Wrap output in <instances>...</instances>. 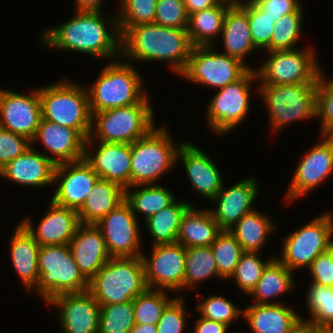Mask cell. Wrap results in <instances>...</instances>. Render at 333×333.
<instances>
[{"label":"cell","instance_id":"47","mask_svg":"<svg viewBox=\"0 0 333 333\" xmlns=\"http://www.w3.org/2000/svg\"><path fill=\"white\" fill-rule=\"evenodd\" d=\"M197 310L202 315V317L220 322L229 326V324L238 319L243 312L232 304L231 301L222 297L212 295L208 298H205L202 303L197 305Z\"/></svg>","mask_w":333,"mask_h":333},{"label":"cell","instance_id":"34","mask_svg":"<svg viewBox=\"0 0 333 333\" xmlns=\"http://www.w3.org/2000/svg\"><path fill=\"white\" fill-rule=\"evenodd\" d=\"M293 282L292 271L277 258H273L264 268L261 278L249 295L256 298L254 304H278L270 302V298L292 289Z\"/></svg>","mask_w":333,"mask_h":333},{"label":"cell","instance_id":"15","mask_svg":"<svg viewBox=\"0 0 333 333\" xmlns=\"http://www.w3.org/2000/svg\"><path fill=\"white\" fill-rule=\"evenodd\" d=\"M151 259L142 255L149 289L184 288L186 248L180 243L153 245Z\"/></svg>","mask_w":333,"mask_h":333},{"label":"cell","instance_id":"58","mask_svg":"<svg viewBox=\"0 0 333 333\" xmlns=\"http://www.w3.org/2000/svg\"><path fill=\"white\" fill-rule=\"evenodd\" d=\"M309 333H333V329H313L309 326Z\"/></svg>","mask_w":333,"mask_h":333},{"label":"cell","instance_id":"11","mask_svg":"<svg viewBox=\"0 0 333 333\" xmlns=\"http://www.w3.org/2000/svg\"><path fill=\"white\" fill-rule=\"evenodd\" d=\"M249 69L238 58L214 52L212 46H195L181 76L220 89L240 79Z\"/></svg>","mask_w":333,"mask_h":333},{"label":"cell","instance_id":"12","mask_svg":"<svg viewBox=\"0 0 333 333\" xmlns=\"http://www.w3.org/2000/svg\"><path fill=\"white\" fill-rule=\"evenodd\" d=\"M269 53L267 61L255 70L261 85L317 83L320 69L312 47L305 51L293 49Z\"/></svg>","mask_w":333,"mask_h":333},{"label":"cell","instance_id":"59","mask_svg":"<svg viewBox=\"0 0 333 333\" xmlns=\"http://www.w3.org/2000/svg\"><path fill=\"white\" fill-rule=\"evenodd\" d=\"M294 333H309V326L303 324L300 328H298Z\"/></svg>","mask_w":333,"mask_h":333},{"label":"cell","instance_id":"53","mask_svg":"<svg viewBox=\"0 0 333 333\" xmlns=\"http://www.w3.org/2000/svg\"><path fill=\"white\" fill-rule=\"evenodd\" d=\"M193 333H226L228 325L204 317L195 322Z\"/></svg>","mask_w":333,"mask_h":333},{"label":"cell","instance_id":"49","mask_svg":"<svg viewBox=\"0 0 333 333\" xmlns=\"http://www.w3.org/2000/svg\"><path fill=\"white\" fill-rule=\"evenodd\" d=\"M32 143L25 136L0 127V170L25 152Z\"/></svg>","mask_w":333,"mask_h":333},{"label":"cell","instance_id":"5","mask_svg":"<svg viewBox=\"0 0 333 333\" xmlns=\"http://www.w3.org/2000/svg\"><path fill=\"white\" fill-rule=\"evenodd\" d=\"M42 119L78 130L86 139L92 128L88 91L67 80L39 89Z\"/></svg>","mask_w":333,"mask_h":333},{"label":"cell","instance_id":"28","mask_svg":"<svg viewBox=\"0 0 333 333\" xmlns=\"http://www.w3.org/2000/svg\"><path fill=\"white\" fill-rule=\"evenodd\" d=\"M10 246L15 271L26 288H33L39 277L38 254L41 246L22 223L16 227Z\"/></svg>","mask_w":333,"mask_h":333},{"label":"cell","instance_id":"43","mask_svg":"<svg viewBox=\"0 0 333 333\" xmlns=\"http://www.w3.org/2000/svg\"><path fill=\"white\" fill-rule=\"evenodd\" d=\"M157 0H120L117 14L118 28L122 35L129 27L154 23Z\"/></svg>","mask_w":333,"mask_h":333},{"label":"cell","instance_id":"16","mask_svg":"<svg viewBox=\"0 0 333 333\" xmlns=\"http://www.w3.org/2000/svg\"><path fill=\"white\" fill-rule=\"evenodd\" d=\"M98 179L99 175L84 158L57 164L54 183L59 180L60 183L51 201L56 205L79 211Z\"/></svg>","mask_w":333,"mask_h":333},{"label":"cell","instance_id":"25","mask_svg":"<svg viewBox=\"0 0 333 333\" xmlns=\"http://www.w3.org/2000/svg\"><path fill=\"white\" fill-rule=\"evenodd\" d=\"M21 223L29 230L40 246L69 245L80 225L78 211L56 205L52 201L38 229L32 227L33 225L28 218Z\"/></svg>","mask_w":333,"mask_h":333},{"label":"cell","instance_id":"57","mask_svg":"<svg viewBox=\"0 0 333 333\" xmlns=\"http://www.w3.org/2000/svg\"><path fill=\"white\" fill-rule=\"evenodd\" d=\"M217 3L225 4L229 7L237 6L241 3V0H216Z\"/></svg>","mask_w":333,"mask_h":333},{"label":"cell","instance_id":"51","mask_svg":"<svg viewBox=\"0 0 333 333\" xmlns=\"http://www.w3.org/2000/svg\"><path fill=\"white\" fill-rule=\"evenodd\" d=\"M312 283L333 287V247L319 254L309 267Z\"/></svg>","mask_w":333,"mask_h":333},{"label":"cell","instance_id":"40","mask_svg":"<svg viewBox=\"0 0 333 333\" xmlns=\"http://www.w3.org/2000/svg\"><path fill=\"white\" fill-rule=\"evenodd\" d=\"M174 299H168L164 290L148 288L133 299L135 323L157 325L163 311Z\"/></svg>","mask_w":333,"mask_h":333},{"label":"cell","instance_id":"19","mask_svg":"<svg viewBox=\"0 0 333 333\" xmlns=\"http://www.w3.org/2000/svg\"><path fill=\"white\" fill-rule=\"evenodd\" d=\"M47 302L60 307L64 333H98L100 304L88 291L59 294Z\"/></svg>","mask_w":333,"mask_h":333},{"label":"cell","instance_id":"38","mask_svg":"<svg viewBox=\"0 0 333 333\" xmlns=\"http://www.w3.org/2000/svg\"><path fill=\"white\" fill-rule=\"evenodd\" d=\"M219 276L211 246L186 248L184 288L194 287L204 279Z\"/></svg>","mask_w":333,"mask_h":333},{"label":"cell","instance_id":"14","mask_svg":"<svg viewBox=\"0 0 333 333\" xmlns=\"http://www.w3.org/2000/svg\"><path fill=\"white\" fill-rule=\"evenodd\" d=\"M102 232L111 257L142 256L137 217L124 200L95 224Z\"/></svg>","mask_w":333,"mask_h":333},{"label":"cell","instance_id":"3","mask_svg":"<svg viewBox=\"0 0 333 333\" xmlns=\"http://www.w3.org/2000/svg\"><path fill=\"white\" fill-rule=\"evenodd\" d=\"M147 289L142 256L112 257L88 286L100 306L128 302Z\"/></svg>","mask_w":333,"mask_h":333},{"label":"cell","instance_id":"29","mask_svg":"<svg viewBox=\"0 0 333 333\" xmlns=\"http://www.w3.org/2000/svg\"><path fill=\"white\" fill-rule=\"evenodd\" d=\"M192 205L183 214L177 243L185 248L211 246L221 231L211 210H195Z\"/></svg>","mask_w":333,"mask_h":333},{"label":"cell","instance_id":"52","mask_svg":"<svg viewBox=\"0 0 333 333\" xmlns=\"http://www.w3.org/2000/svg\"><path fill=\"white\" fill-rule=\"evenodd\" d=\"M276 21L283 15L296 12L302 5L298 0H251Z\"/></svg>","mask_w":333,"mask_h":333},{"label":"cell","instance_id":"54","mask_svg":"<svg viewBox=\"0 0 333 333\" xmlns=\"http://www.w3.org/2000/svg\"><path fill=\"white\" fill-rule=\"evenodd\" d=\"M183 2L188 15L207 8H212L218 4L216 0H183Z\"/></svg>","mask_w":333,"mask_h":333},{"label":"cell","instance_id":"18","mask_svg":"<svg viewBox=\"0 0 333 333\" xmlns=\"http://www.w3.org/2000/svg\"><path fill=\"white\" fill-rule=\"evenodd\" d=\"M323 141L307 152L295 170L287 200L293 201L319 186L333 170V136L324 135Z\"/></svg>","mask_w":333,"mask_h":333},{"label":"cell","instance_id":"26","mask_svg":"<svg viewBox=\"0 0 333 333\" xmlns=\"http://www.w3.org/2000/svg\"><path fill=\"white\" fill-rule=\"evenodd\" d=\"M54 157L36 152L29 147L0 170V176L23 186H48L54 182ZM48 184V185H47Z\"/></svg>","mask_w":333,"mask_h":333},{"label":"cell","instance_id":"9","mask_svg":"<svg viewBox=\"0 0 333 333\" xmlns=\"http://www.w3.org/2000/svg\"><path fill=\"white\" fill-rule=\"evenodd\" d=\"M264 102L269 110L272 129L299 119L316 117L317 83L260 85Z\"/></svg>","mask_w":333,"mask_h":333},{"label":"cell","instance_id":"41","mask_svg":"<svg viewBox=\"0 0 333 333\" xmlns=\"http://www.w3.org/2000/svg\"><path fill=\"white\" fill-rule=\"evenodd\" d=\"M135 324L133 300L100 306L98 333H129Z\"/></svg>","mask_w":333,"mask_h":333},{"label":"cell","instance_id":"45","mask_svg":"<svg viewBox=\"0 0 333 333\" xmlns=\"http://www.w3.org/2000/svg\"><path fill=\"white\" fill-rule=\"evenodd\" d=\"M257 255L258 252H244L230 277L248 295L255 288L266 265L274 258L263 261Z\"/></svg>","mask_w":333,"mask_h":333},{"label":"cell","instance_id":"4","mask_svg":"<svg viewBox=\"0 0 333 333\" xmlns=\"http://www.w3.org/2000/svg\"><path fill=\"white\" fill-rule=\"evenodd\" d=\"M148 100L146 95L139 103L130 106L91 113L92 128L85 148H91L95 140L93 134L102 142L124 144H132L145 136L155 127L153 109Z\"/></svg>","mask_w":333,"mask_h":333},{"label":"cell","instance_id":"24","mask_svg":"<svg viewBox=\"0 0 333 333\" xmlns=\"http://www.w3.org/2000/svg\"><path fill=\"white\" fill-rule=\"evenodd\" d=\"M36 139L53 154L55 165L84 158L87 139L76 129L41 119L31 143Z\"/></svg>","mask_w":333,"mask_h":333},{"label":"cell","instance_id":"55","mask_svg":"<svg viewBox=\"0 0 333 333\" xmlns=\"http://www.w3.org/2000/svg\"><path fill=\"white\" fill-rule=\"evenodd\" d=\"M77 11L102 12L103 0H75Z\"/></svg>","mask_w":333,"mask_h":333},{"label":"cell","instance_id":"56","mask_svg":"<svg viewBox=\"0 0 333 333\" xmlns=\"http://www.w3.org/2000/svg\"><path fill=\"white\" fill-rule=\"evenodd\" d=\"M129 333H157V325L136 323Z\"/></svg>","mask_w":333,"mask_h":333},{"label":"cell","instance_id":"2","mask_svg":"<svg viewBox=\"0 0 333 333\" xmlns=\"http://www.w3.org/2000/svg\"><path fill=\"white\" fill-rule=\"evenodd\" d=\"M193 45L187 28H168L155 23L129 27L121 35V53L129 61H171L174 72L187 66ZM129 57V58H128Z\"/></svg>","mask_w":333,"mask_h":333},{"label":"cell","instance_id":"32","mask_svg":"<svg viewBox=\"0 0 333 333\" xmlns=\"http://www.w3.org/2000/svg\"><path fill=\"white\" fill-rule=\"evenodd\" d=\"M229 6L218 3L212 8L189 15L187 32L192 45L212 46L213 39L220 35Z\"/></svg>","mask_w":333,"mask_h":333},{"label":"cell","instance_id":"33","mask_svg":"<svg viewBox=\"0 0 333 333\" xmlns=\"http://www.w3.org/2000/svg\"><path fill=\"white\" fill-rule=\"evenodd\" d=\"M233 227L229 231L238 240L244 252L258 253L269 233L275 228L268 215L255 209L245 214Z\"/></svg>","mask_w":333,"mask_h":333},{"label":"cell","instance_id":"48","mask_svg":"<svg viewBox=\"0 0 333 333\" xmlns=\"http://www.w3.org/2000/svg\"><path fill=\"white\" fill-rule=\"evenodd\" d=\"M189 15L183 0H157L154 23L168 28H187Z\"/></svg>","mask_w":333,"mask_h":333},{"label":"cell","instance_id":"17","mask_svg":"<svg viewBox=\"0 0 333 333\" xmlns=\"http://www.w3.org/2000/svg\"><path fill=\"white\" fill-rule=\"evenodd\" d=\"M30 95L0 89V127L31 142L42 119L39 89Z\"/></svg>","mask_w":333,"mask_h":333},{"label":"cell","instance_id":"8","mask_svg":"<svg viewBox=\"0 0 333 333\" xmlns=\"http://www.w3.org/2000/svg\"><path fill=\"white\" fill-rule=\"evenodd\" d=\"M166 128L154 127L131 144V186L153 184L177 161L174 146Z\"/></svg>","mask_w":333,"mask_h":333},{"label":"cell","instance_id":"23","mask_svg":"<svg viewBox=\"0 0 333 333\" xmlns=\"http://www.w3.org/2000/svg\"><path fill=\"white\" fill-rule=\"evenodd\" d=\"M194 190L213 199L224 186L222 175L211 158L196 145L183 142L177 152Z\"/></svg>","mask_w":333,"mask_h":333},{"label":"cell","instance_id":"31","mask_svg":"<svg viewBox=\"0 0 333 333\" xmlns=\"http://www.w3.org/2000/svg\"><path fill=\"white\" fill-rule=\"evenodd\" d=\"M224 54L238 58L244 63L245 56L254 51L247 13L239 6L227 9L221 31Z\"/></svg>","mask_w":333,"mask_h":333},{"label":"cell","instance_id":"13","mask_svg":"<svg viewBox=\"0 0 333 333\" xmlns=\"http://www.w3.org/2000/svg\"><path fill=\"white\" fill-rule=\"evenodd\" d=\"M257 79L256 71L250 68L237 81L220 88L207 108V120L216 133H226L244 120L249 109L250 83Z\"/></svg>","mask_w":333,"mask_h":333},{"label":"cell","instance_id":"39","mask_svg":"<svg viewBox=\"0 0 333 333\" xmlns=\"http://www.w3.org/2000/svg\"><path fill=\"white\" fill-rule=\"evenodd\" d=\"M219 277L230 278L244 250L229 230H221L211 244Z\"/></svg>","mask_w":333,"mask_h":333},{"label":"cell","instance_id":"35","mask_svg":"<svg viewBox=\"0 0 333 333\" xmlns=\"http://www.w3.org/2000/svg\"><path fill=\"white\" fill-rule=\"evenodd\" d=\"M190 206L189 202L175 200L171 205L145 220L149 233L154 239L153 245L177 242L181 218Z\"/></svg>","mask_w":333,"mask_h":333},{"label":"cell","instance_id":"27","mask_svg":"<svg viewBox=\"0 0 333 333\" xmlns=\"http://www.w3.org/2000/svg\"><path fill=\"white\" fill-rule=\"evenodd\" d=\"M242 311L254 333H294L303 325V318L283 304L253 303Z\"/></svg>","mask_w":333,"mask_h":333},{"label":"cell","instance_id":"22","mask_svg":"<svg viewBox=\"0 0 333 333\" xmlns=\"http://www.w3.org/2000/svg\"><path fill=\"white\" fill-rule=\"evenodd\" d=\"M257 183L252 178L241 180L229 189L222 187L212 199L218 204L215 210H211V213L221 230H229L245 214L254 210L251 207L258 196Z\"/></svg>","mask_w":333,"mask_h":333},{"label":"cell","instance_id":"37","mask_svg":"<svg viewBox=\"0 0 333 333\" xmlns=\"http://www.w3.org/2000/svg\"><path fill=\"white\" fill-rule=\"evenodd\" d=\"M312 319L302 320L313 329H333V287L312 283L307 297Z\"/></svg>","mask_w":333,"mask_h":333},{"label":"cell","instance_id":"44","mask_svg":"<svg viewBox=\"0 0 333 333\" xmlns=\"http://www.w3.org/2000/svg\"><path fill=\"white\" fill-rule=\"evenodd\" d=\"M239 6L247 13L252 42L256 49L264 48L271 51V37L276 19L266 15L253 1L240 3Z\"/></svg>","mask_w":333,"mask_h":333},{"label":"cell","instance_id":"7","mask_svg":"<svg viewBox=\"0 0 333 333\" xmlns=\"http://www.w3.org/2000/svg\"><path fill=\"white\" fill-rule=\"evenodd\" d=\"M38 269L35 288L45 301L59 294L88 291L89 281L80 272L69 245L41 246Z\"/></svg>","mask_w":333,"mask_h":333},{"label":"cell","instance_id":"10","mask_svg":"<svg viewBox=\"0 0 333 333\" xmlns=\"http://www.w3.org/2000/svg\"><path fill=\"white\" fill-rule=\"evenodd\" d=\"M332 236L333 216L327 212L286 237L283 256L277 259L291 271L309 268L319 254L333 247Z\"/></svg>","mask_w":333,"mask_h":333},{"label":"cell","instance_id":"1","mask_svg":"<svg viewBox=\"0 0 333 333\" xmlns=\"http://www.w3.org/2000/svg\"><path fill=\"white\" fill-rule=\"evenodd\" d=\"M75 14L64 24L46 30L41 37L44 44L106 59L121 53L117 17L105 19L102 12L89 11H76ZM104 20H110L107 22L112 32H109Z\"/></svg>","mask_w":333,"mask_h":333},{"label":"cell","instance_id":"42","mask_svg":"<svg viewBox=\"0 0 333 333\" xmlns=\"http://www.w3.org/2000/svg\"><path fill=\"white\" fill-rule=\"evenodd\" d=\"M302 6L293 13L281 16L274 22L271 51L293 50L301 35Z\"/></svg>","mask_w":333,"mask_h":333},{"label":"cell","instance_id":"6","mask_svg":"<svg viewBox=\"0 0 333 333\" xmlns=\"http://www.w3.org/2000/svg\"><path fill=\"white\" fill-rule=\"evenodd\" d=\"M99 75L87 90L91 113L130 106L146 96L139 73L128 62H111Z\"/></svg>","mask_w":333,"mask_h":333},{"label":"cell","instance_id":"46","mask_svg":"<svg viewBox=\"0 0 333 333\" xmlns=\"http://www.w3.org/2000/svg\"><path fill=\"white\" fill-rule=\"evenodd\" d=\"M316 94V117L321 118V136H333V79L326 81L319 71Z\"/></svg>","mask_w":333,"mask_h":333},{"label":"cell","instance_id":"30","mask_svg":"<svg viewBox=\"0 0 333 333\" xmlns=\"http://www.w3.org/2000/svg\"><path fill=\"white\" fill-rule=\"evenodd\" d=\"M124 200L125 189L116 183L99 178L78 211L80 224L95 225Z\"/></svg>","mask_w":333,"mask_h":333},{"label":"cell","instance_id":"21","mask_svg":"<svg viewBox=\"0 0 333 333\" xmlns=\"http://www.w3.org/2000/svg\"><path fill=\"white\" fill-rule=\"evenodd\" d=\"M69 248L80 272L88 281L112 258L101 230L94 224H80Z\"/></svg>","mask_w":333,"mask_h":333},{"label":"cell","instance_id":"20","mask_svg":"<svg viewBox=\"0 0 333 333\" xmlns=\"http://www.w3.org/2000/svg\"><path fill=\"white\" fill-rule=\"evenodd\" d=\"M97 152L85 148L84 159L100 179L116 183L128 190L131 186V144L98 142Z\"/></svg>","mask_w":333,"mask_h":333},{"label":"cell","instance_id":"36","mask_svg":"<svg viewBox=\"0 0 333 333\" xmlns=\"http://www.w3.org/2000/svg\"><path fill=\"white\" fill-rule=\"evenodd\" d=\"M131 187H142V189L135 190L133 193L125 190V200L130 204L135 216L137 211L141 212L144 214L145 220L176 200L171 191L155 183L151 185H133L129 188Z\"/></svg>","mask_w":333,"mask_h":333},{"label":"cell","instance_id":"50","mask_svg":"<svg viewBox=\"0 0 333 333\" xmlns=\"http://www.w3.org/2000/svg\"><path fill=\"white\" fill-rule=\"evenodd\" d=\"M184 298L177 296L163 311L157 322V333H182L185 327Z\"/></svg>","mask_w":333,"mask_h":333}]
</instances>
